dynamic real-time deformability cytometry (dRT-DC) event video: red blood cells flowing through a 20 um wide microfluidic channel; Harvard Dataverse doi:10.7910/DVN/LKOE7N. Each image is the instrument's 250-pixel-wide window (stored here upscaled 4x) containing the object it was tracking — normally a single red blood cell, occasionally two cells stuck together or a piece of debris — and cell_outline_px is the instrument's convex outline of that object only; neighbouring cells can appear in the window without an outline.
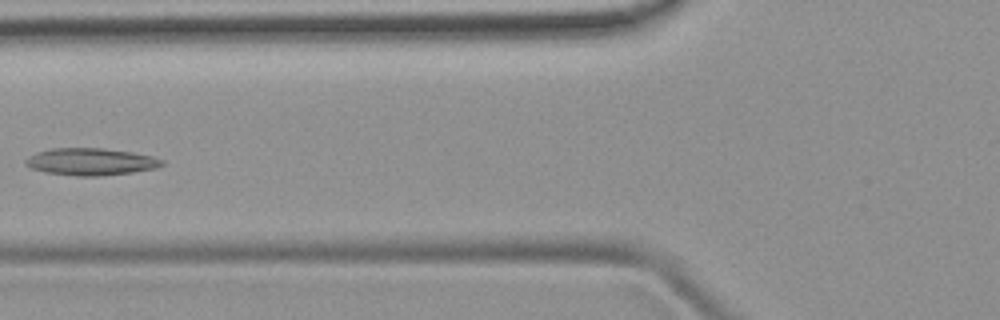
{"species": "common noctule bat (a hibernating species)", "species_latin": "Nyctalus noctula", "temperature_condition": "room temperature", "stored_images_in_passage": 6, "camera_frame_rate_fps": 3000, "um_per_image_px": 0.085, "animal": {"sex": "female", "body_mass_g": 19.9}, "frame": {"image": 1, "passage_image": 6, "time_ms": 5.667, "image_size_px": [1000, 320], "cell_outline_px": [[164, 164], [156, 168], [132, 172], [100, 176], [76, 176], [44, 172], [32, 168], [24, 164], [24, 160], [28, 156], [36, 152], [52, 148], [104, 148], [132, 152], [152, 156], [164, 160]], "centroid_in_image_um": [7.7, 13.74], "position_along_channel_um": 118.1, "area_um2": 21.68}}